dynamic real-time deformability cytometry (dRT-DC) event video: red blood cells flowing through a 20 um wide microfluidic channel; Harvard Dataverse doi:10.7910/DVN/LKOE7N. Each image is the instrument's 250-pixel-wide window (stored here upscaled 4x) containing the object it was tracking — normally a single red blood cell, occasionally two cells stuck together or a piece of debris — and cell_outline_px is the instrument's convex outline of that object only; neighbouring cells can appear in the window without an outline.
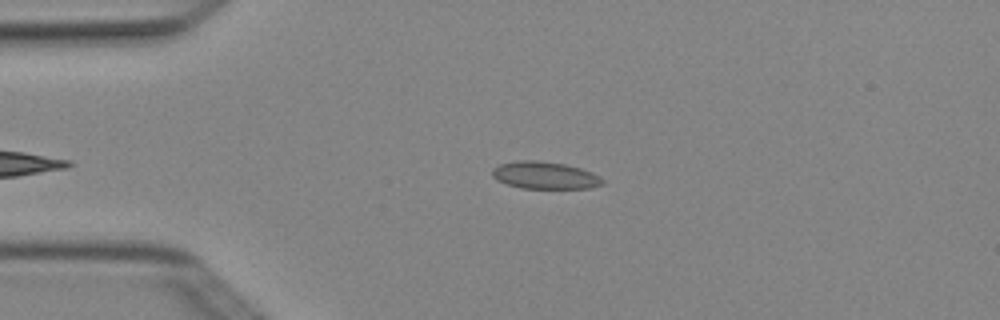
{"species": "Egyptian fruit bat (a non-hibernating species)", "species_latin": "Rousettus aegyptiacus", "temperature_condition": "cold", "stored_images_in_passage": 4, "camera_frame_rate_fps": 3000, "um_per_image_px": 0.085, "animal": {"sex": "female"}, "frame": {"image": 1, "passage_image": 1, "time_ms": 0.0, "image_size_px": [1000, 320], "cell_outline_px": [[604, 184], [588, 188], [520, 188], [496, 180], [492, 176], [492, 168], [500, 164], [516, 160], [536, 160], [564, 164], [580, 168], [592, 172], [600, 176], [604, 180]], "centroid_in_image_um": [46.3, 14.9], "position_along_channel_um": 38.7, "area_um2": 17.57}}
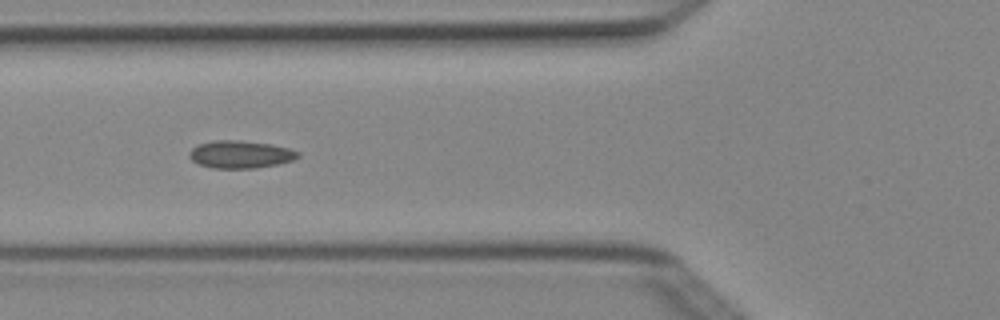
{"frame": {"image": 2, "passage_image": 3, "time_ms": 0.667, "image_size_px": [1000, 320], "cell_outline_px": [[300, 156], [292, 160], [276, 164], [256, 168], [212, 168], [196, 164], [188, 156], [188, 152], [192, 148], [200, 144], [216, 140], [240, 140], [272, 144], [288, 148], [300, 152]], "centroid_in_image_um": [20.41, 13.12], "position_along_channel_um": 105.4, "area_um2": 17.51}}
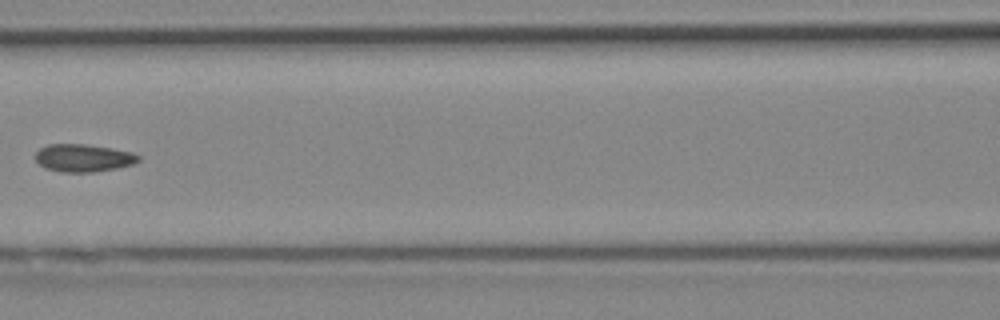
{"frame": {"image": 3, "passage_image": 4, "time_ms": 1.0, "image_size_px": [1000, 320], "cell_outline_px": [[140, 160], [132, 164], [116, 168], [92, 172], [64, 172], [44, 168], [36, 160], [36, 152], [40, 148], [48, 144], [88, 144], [112, 148], [132, 152], [140, 156]], "centroid_in_image_um": [7.09, 13.42], "position_along_channel_um": 159.5, "area_um2": 16.59}}